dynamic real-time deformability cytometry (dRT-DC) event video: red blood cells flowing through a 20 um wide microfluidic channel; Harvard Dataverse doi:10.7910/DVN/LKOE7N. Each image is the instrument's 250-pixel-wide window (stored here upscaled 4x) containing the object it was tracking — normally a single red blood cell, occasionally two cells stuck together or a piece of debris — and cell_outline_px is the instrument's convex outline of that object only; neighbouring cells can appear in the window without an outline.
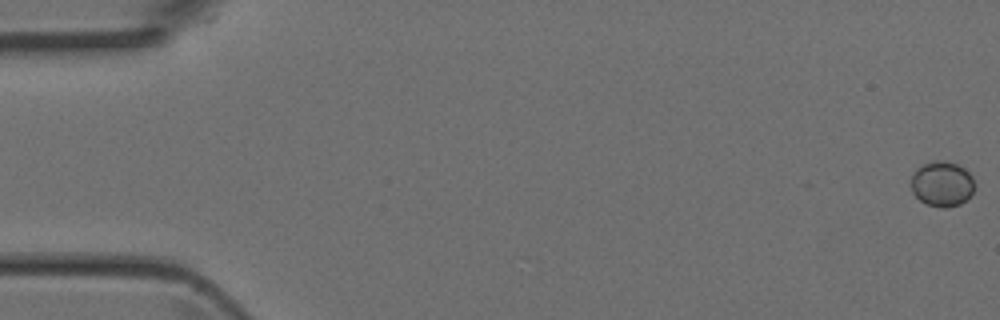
{"species": "Egyptian fruit bat (a non-hibernating species)", "species_latin": "Rousettus aegyptiacus", "temperature_condition": "room temperature", "stored_images_in_passage": 6, "camera_frame_rate_fps": 3000, "um_per_image_px": 0.085, "animal": {"sex": "female"}, "frame": {"image": 1, "passage_image": 1, "time_ms": 0.0, "image_size_px": [1000, 320], "cell_outline_px": [[972, 192], [960, 204], [948, 208], [940, 208], [924, 204], [912, 192], [912, 176], [916, 168], [924, 164], [936, 160], [940, 160], [956, 164], [964, 168], [972, 176]], "centroid_in_image_um": [80.04, 15.65], "position_along_channel_um": 5.0, "area_um2": 16.53}}
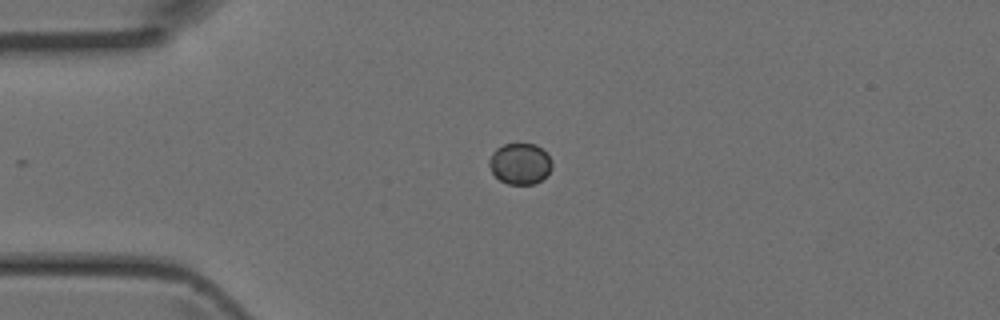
{"frame": {"image": 2, "passage_image": 4, "time_ms": 1.0, "image_size_px": [1000, 320], "cell_outline_px": [[552, 168], [540, 180], [532, 184], [508, 184], [500, 180], [492, 172], [488, 164], [488, 160], [492, 152], [496, 148], [504, 144], [536, 144], [552, 160]], "centroid_in_image_um": [44.17, 13.91], "position_along_channel_um": 40.8, "area_um2": 14.91}}
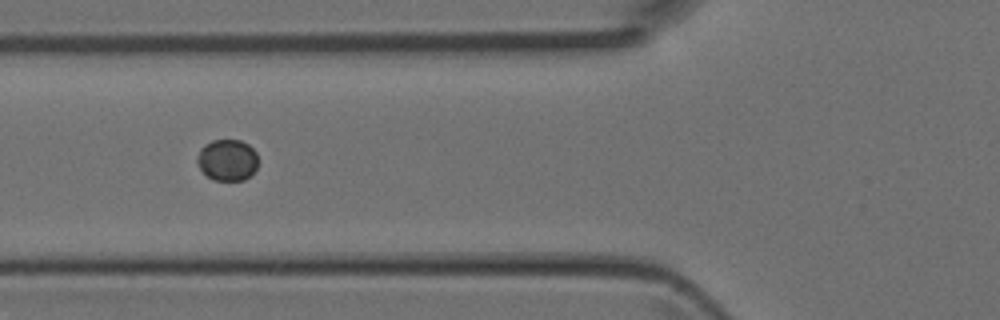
{"frame": {"image": 3, "passage_image": 6, "time_ms": 1.667, "image_size_px": [1000, 320], "cell_outline_px": [[256, 168], [244, 180], [212, 180], [200, 168], [196, 160], [196, 156], [200, 148], [204, 144], [212, 140], [240, 140], [248, 144], [256, 152]], "centroid_in_image_um": [19.28, 13.58], "position_along_channel_um": 106.5, "area_um2": 14.62}}